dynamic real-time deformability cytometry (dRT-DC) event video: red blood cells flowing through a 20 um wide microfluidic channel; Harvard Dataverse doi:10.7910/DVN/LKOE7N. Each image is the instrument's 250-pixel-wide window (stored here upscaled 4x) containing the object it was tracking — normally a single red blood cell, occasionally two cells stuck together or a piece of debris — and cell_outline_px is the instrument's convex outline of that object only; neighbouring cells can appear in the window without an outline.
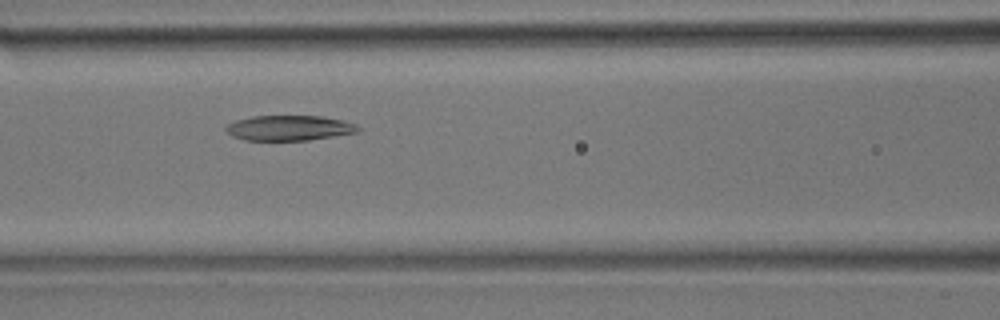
{"species": "common noctule bat (a hibernating species)", "species_latin": "Nyctalus noctula", "temperature_condition": "room temperature", "stored_images_in_passage": 27, "camera_frame_rate_fps": 3000, "um_per_image_px": 0.085, "animal": {"sex": "male", "body_mass_g": 17.9}, "frame": {"image": 1, "passage_image": 7, "time_ms": 2.0, "image_size_px": [1000, 320], "cell_outline_px": [[360, 128], [356, 132], [308, 140], [244, 140], [232, 136], [224, 128], [228, 124], [236, 120], [252, 116], [320, 116], [344, 120], [356, 124]], "centroid_in_image_um": [24.56, 10.87], "position_along_channel_um": 142.0, "area_um2": 19.25}}
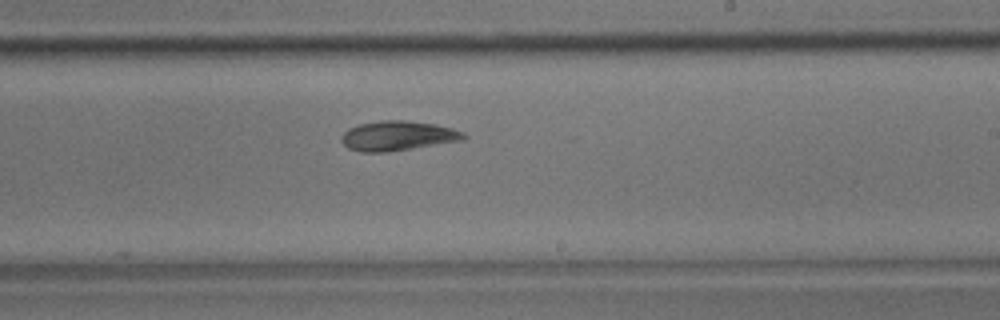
{"frame": {"image": 2, "passage_image": 15, "time_ms": 4.667, "image_size_px": [1000, 320], "cell_outline_px": [[468, 136], [464, 140], [388, 152], [360, 152], [348, 148], [340, 140], [340, 136], [348, 128], [360, 124], [380, 120], [408, 120], [436, 124], [452, 128], [464, 132]], "centroid_in_image_um": [33.81, 11.54], "position_along_channel_um": 255.2, "area_um2": 21.39}}
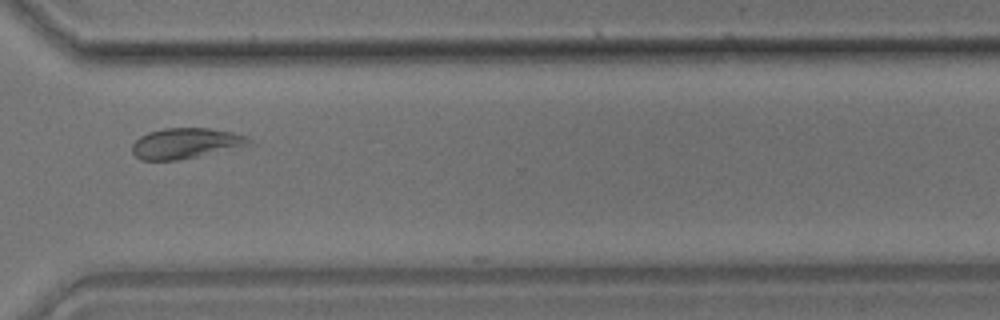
{"frame": {"image": 3, "passage_image": 22, "time_ms": 7.0, "image_size_px": [1000, 320], "cell_outline_px": [[256, 144], [176, 160], [140, 160], [132, 152], [132, 144], [140, 136], [148, 132], [164, 128], [208, 128], [232, 132], [248, 136]], "centroid_in_image_um": [15.81, 12.17], "position_along_channel_um": 354.8, "area_um2": 20.81}}